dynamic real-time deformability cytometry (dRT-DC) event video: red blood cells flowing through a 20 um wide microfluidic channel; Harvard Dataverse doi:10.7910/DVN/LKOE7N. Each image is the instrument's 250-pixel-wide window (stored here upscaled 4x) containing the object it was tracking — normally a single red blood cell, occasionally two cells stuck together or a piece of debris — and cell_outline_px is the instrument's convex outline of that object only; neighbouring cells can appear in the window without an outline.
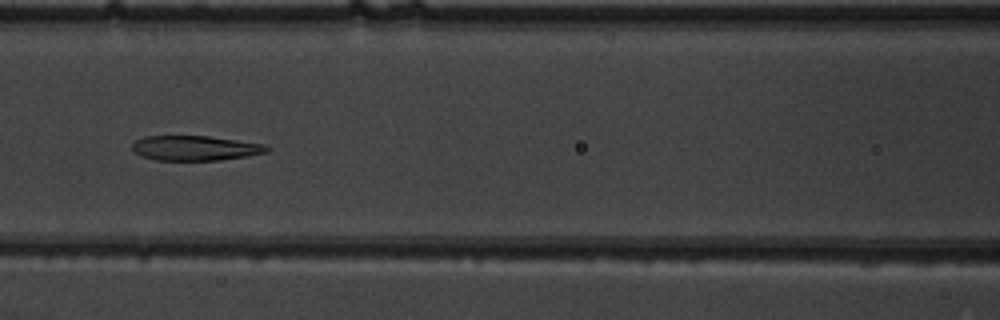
{"species": "common noctule bat (a hibernating species)", "species_latin": "Nyctalus noctula", "temperature_condition": "warm", "stored_images_in_passage": 5, "camera_frame_rate_fps": 3000, "um_per_image_px": 0.085, "animal": {"sex": "male", "body_mass_g": 19.5, "forearm_length_mm": 54.6}, "frame": {"image": 1, "passage_image": 5, "time_ms": 1.333, "image_size_px": [1000, 320], "cell_outline_px": [[268, 152], [220, 160], [156, 160], [140, 156], [132, 148], [132, 144], [136, 140], [144, 136], [208, 136], [264, 144], [268, 148]], "centroid_in_image_um": [16.54, 12.58], "position_along_channel_um": 150.1, "area_um2": 19.31}}